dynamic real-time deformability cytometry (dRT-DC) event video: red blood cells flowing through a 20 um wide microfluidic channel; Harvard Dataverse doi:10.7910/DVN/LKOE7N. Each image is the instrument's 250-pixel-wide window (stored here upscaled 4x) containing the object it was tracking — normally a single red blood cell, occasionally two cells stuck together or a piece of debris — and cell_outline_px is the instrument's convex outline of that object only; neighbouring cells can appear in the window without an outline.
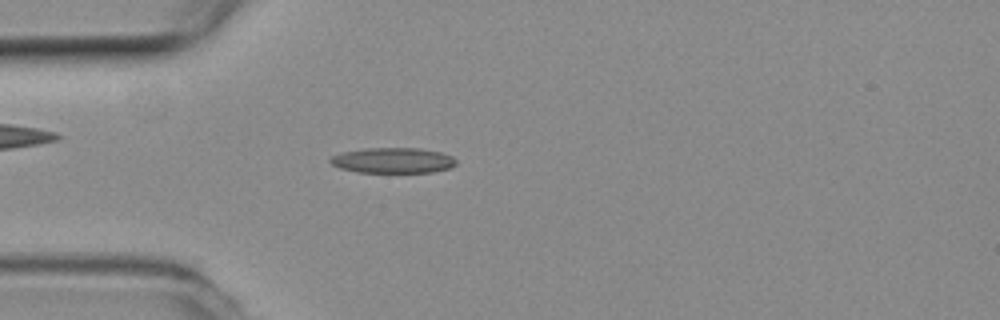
{"species": "common noctule bat (a hibernating species)", "species_latin": "Nyctalus noctula", "temperature_condition": "room temperature", "stored_images_in_passage": 3, "camera_frame_rate_fps": 3000, "um_per_image_px": 0.085, "animal": {"sex": "female", "body_mass_g": 19.3, "forearm_length_mm": 54.1}, "frame": {"image": 1, "passage_image": 3, "time_ms": 0.667, "image_size_px": [1000, 320], "cell_outline_px": [[456, 164], [448, 168], [432, 172], [356, 172], [340, 168], [332, 164], [328, 160], [332, 156], [340, 152], [368, 148], [420, 148], [440, 152], [452, 156], [456, 160]], "centroid_in_image_um": [33.38, 13.63], "position_along_channel_um": 51.6, "area_um2": 18.61}}